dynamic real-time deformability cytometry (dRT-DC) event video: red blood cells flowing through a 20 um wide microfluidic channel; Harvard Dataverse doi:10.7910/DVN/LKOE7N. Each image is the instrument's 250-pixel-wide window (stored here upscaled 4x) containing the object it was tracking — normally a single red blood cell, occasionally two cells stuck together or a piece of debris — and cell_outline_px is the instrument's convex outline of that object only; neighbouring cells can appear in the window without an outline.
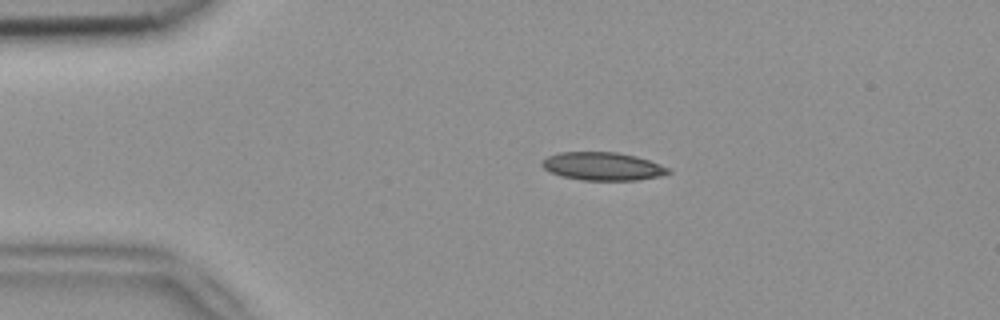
{"species": "common noctule bat (a hibernating species)", "species_latin": "Nyctalus noctula", "temperature_condition": "room temperature", "stored_images_in_passage": 4, "camera_frame_rate_fps": 3000, "um_per_image_px": 0.085, "animal": {"sex": "female", "body_mass_g": 18.4}, "frame": {"image": 1, "passage_image": 3, "time_ms": 0.667, "image_size_px": [1000, 320], "cell_outline_px": [[672, 172], [660, 176], [636, 180], [580, 180], [564, 176], [552, 172], [544, 168], [540, 164], [540, 160], [548, 156], [560, 152], [616, 152], [636, 156], [660, 164], [668, 168]], "centroid_in_image_um": [51.22, 14.13], "position_along_channel_um": 33.8, "area_um2": 20.58}}